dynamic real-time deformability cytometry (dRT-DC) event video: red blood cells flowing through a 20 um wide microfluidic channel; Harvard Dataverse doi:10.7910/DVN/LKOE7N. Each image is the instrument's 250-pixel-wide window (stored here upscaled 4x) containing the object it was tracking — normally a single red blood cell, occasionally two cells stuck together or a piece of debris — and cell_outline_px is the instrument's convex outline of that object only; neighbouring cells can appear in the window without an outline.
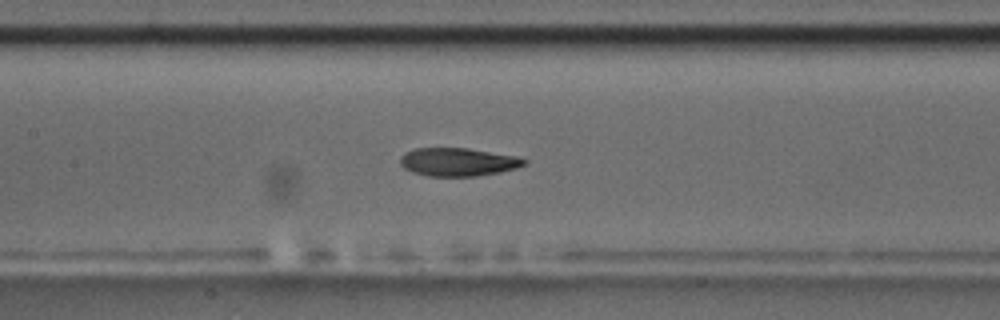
{"species": "common noctule bat (a hibernating species)", "species_latin": "Nyctalus noctula", "temperature_condition": "room temperature", "stored_images_in_passage": 53, "camera_frame_rate_fps": 3000, "um_per_image_px": 0.085, "animal": {"sex": "male", "body_mass_g": 17.5, "forearm_length_mm": 52.3}, "frame": {"image": 1, "passage_image": 23, "time_ms": 7.333, "image_size_px": [1000, 320], "cell_outline_px": [[528, 160], [524, 164], [516, 168], [500, 172], [476, 176], [428, 176], [412, 172], [404, 168], [400, 164], [400, 156], [404, 152], [416, 148], [468, 148], [516, 156]], "centroid_in_image_um": [38.9, 13.76], "position_along_channel_um": 168.5, "area_um2": 20.4}, "authors_computed_cell_mechanics": {"area_um2": 20.9814, "velocity_mm_per_s": 3.5983, "shape_relaxation_time_tau1_ms": 6.5563, "shape_relaxation_time_tau2_ms": 3.4189, "deformation_change_tau1": 0.2241, "deformation_change_tau2": 0.0849}}